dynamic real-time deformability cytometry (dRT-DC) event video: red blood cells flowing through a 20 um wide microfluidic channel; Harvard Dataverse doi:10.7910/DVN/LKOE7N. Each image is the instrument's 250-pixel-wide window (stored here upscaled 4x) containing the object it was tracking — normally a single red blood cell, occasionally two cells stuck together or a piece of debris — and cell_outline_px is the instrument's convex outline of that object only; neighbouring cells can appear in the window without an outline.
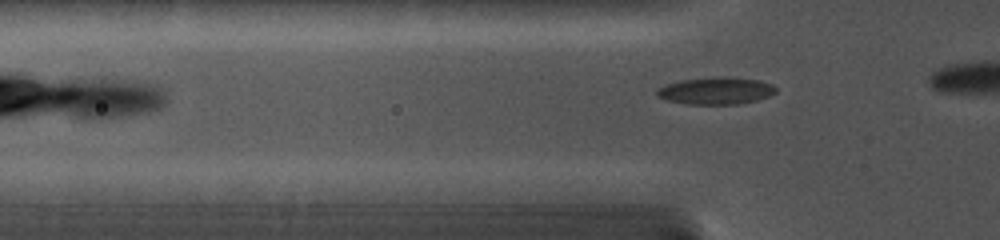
{"species": "common noctule bat (a hibernating species)", "species_latin": "Nyctalus noctula", "temperature_condition": "cold", "stored_images_in_passage": 27, "camera_frame_rate_fps": 5000, "um_per_image_px": 0.085, "animal": {"sex": "female", "body_mass_g": 19.0, "forearm_length_mm": 56.7}, "frame": {"image": 1, "passage_image": 4, "time_ms": 1.2, "image_size_px": [1000, 240], "cell_outline_px": [[776, 92], [768, 96], [756, 100], [736, 104], [688, 104], [668, 100], [656, 96], [656, 88], [680, 80], [712, 76], [724, 76], [760, 80], [772, 84], [776, 88]], "centroid_in_image_um": [60.84, 7.7], "position_along_channel_um": 65.0, "area_um2": 18.9}}
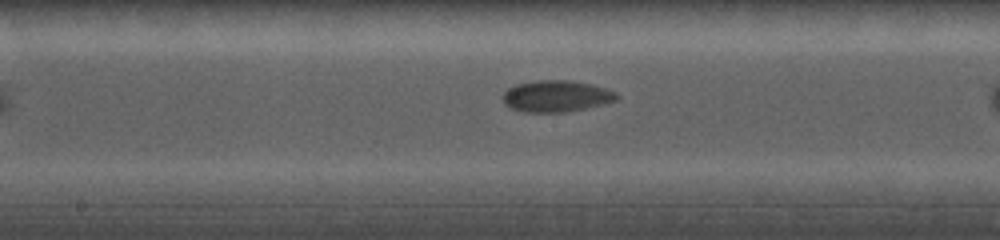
{"frame": {"image": 2, "passage_image": 13, "time_ms": 4.8, "image_size_px": [1000, 240], "cell_outline_px": [[620, 96], [616, 100], [568, 112], [524, 112], [512, 108], [504, 104], [500, 96], [508, 88], [516, 84], [536, 80], [572, 80], [592, 84], [616, 92]], "centroid_in_image_um": [47.24, 8.16], "position_along_channel_um": 201.0, "area_um2": 20.98}}
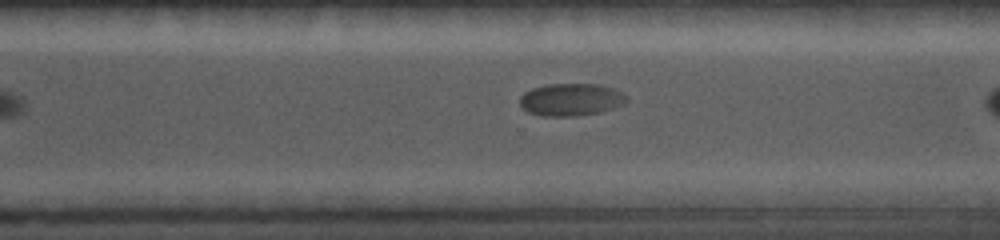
{"frame": {"image": 3, "passage_image": 21, "time_ms": 8.0, "image_size_px": [1000, 240], "cell_outline_px": [[628, 100], [624, 104], [616, 108], [600, 112], [572, 116], [540, 116], [528, 112], [520, 104], [520, 96], [524, 92], [532, 88], [548, 84], [600, 84], [616, 88], [628, 96]], "centroid_in_image_um": [48.58, 8.46], "position_along_channel_um": 322.0, "area_um2": 20.46}}